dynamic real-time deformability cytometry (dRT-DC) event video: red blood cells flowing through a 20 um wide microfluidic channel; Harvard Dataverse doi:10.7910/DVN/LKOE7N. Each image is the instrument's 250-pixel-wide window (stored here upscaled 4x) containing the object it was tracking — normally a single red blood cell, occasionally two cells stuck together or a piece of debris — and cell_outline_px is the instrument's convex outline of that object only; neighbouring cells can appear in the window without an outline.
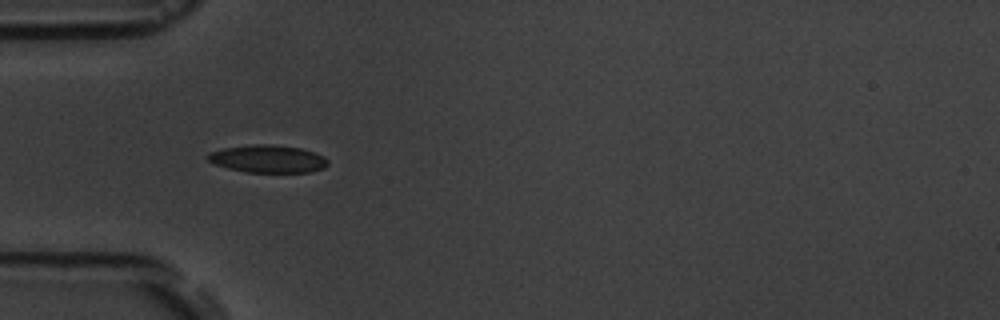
{"species": "common noctule bat (a hibernating species)", "species_latin": "Nyctalus noctula", "temperature_condition": "room temperature", "stored_images_in_passage": 7, "camera_frame_rate_fps": 3000, "um_per_image_px": 0.085, "animal": {"sex": "male", "body_mass_g": 19.5, "forearm_length_mm": 54.6}, "frame": {"image": 1, "passage_image": 6, "time_ms": 5.667, "image_size_px": [1000, 320], "cell_outline_px": [[328, 164], [324, 168], [308, 172], [244, 172], [212, 164], [204, 156], [208, 152], [224, 148], [252, 144], [272, 144], [300, 148], [324, 156], [328, 160]], "centroid_in_image_um": [22.71, 13.5], "position_along_channel_um": 62.3, "area_um2": 19.48}}
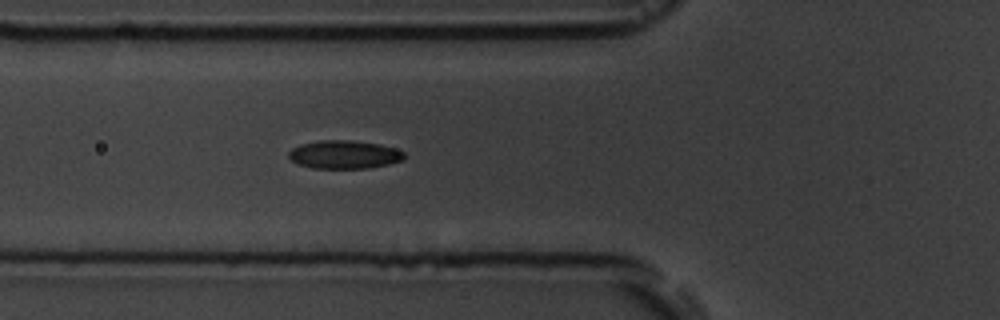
{"frame": {"image": 2, "passage_image": 7, "time_ms": 6.667, "image_size_px": [1000, 320], "cell_outline_px": [[404, 160], [388, 164], [368, 168], [312, 168], [300, 164], [292, 160], [288, 156], [288, 152], [292, 148], [300, 144], [320, 140], [352, 140], [380, 144], [396, 148], [404, 152]], "centroid_in_image_um": [29.27, 13.13], "position_along_channel_um": 96.5, "area_um2": 19.07}}